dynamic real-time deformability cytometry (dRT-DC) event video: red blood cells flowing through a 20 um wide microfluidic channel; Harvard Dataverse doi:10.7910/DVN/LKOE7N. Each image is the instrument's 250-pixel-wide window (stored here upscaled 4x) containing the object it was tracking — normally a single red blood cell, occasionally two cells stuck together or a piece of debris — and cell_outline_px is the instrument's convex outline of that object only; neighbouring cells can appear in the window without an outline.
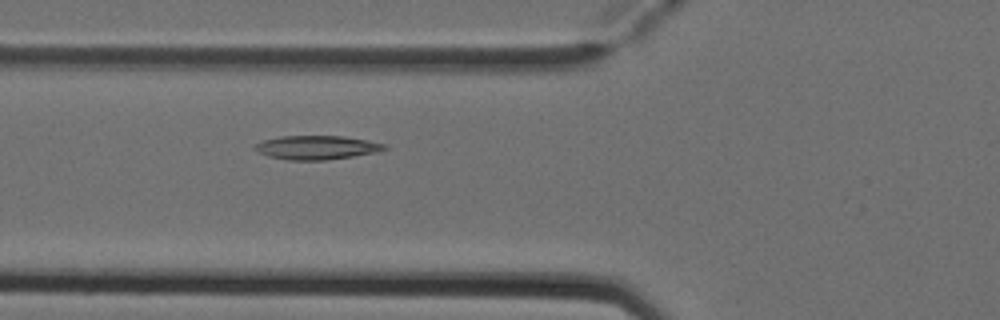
{"species": "Egyptian fruit bat (a non-hibernating species)", "species_latin": "Rousettus aegyptiacus", "temperature_condition": "cold", "stored_images_in_passage": 5, "camera_frame_rate_fps": 3000, "um_per_image_px": 0.085, "animal": {"sex": "female"}, "frame": {"image": 1, "passage_image": 5, "time_ms": 1.333, "image_size_px": [1000, 320], "cell_outline_px": [[388, 148], [376, 152], [328, 160], [288, 160], [268, 156], [256, 152], [252, 148], [256, 144], [264, 140], [280, 136], [344, 136], [388, 144]], "centroid_in_image_um": [26.9, 12.54], "position_along_channel_um": 98.9, "area_um2": 18.09}}